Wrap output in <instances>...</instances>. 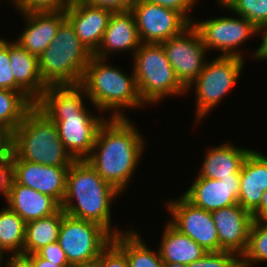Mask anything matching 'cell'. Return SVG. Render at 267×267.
Instances as JSON below:
<instances>
[{"instance_id":"f6af8a7d","label":"cell","mask_w":267,"mask_h":267,"mask_svg":"<svg viewBox=\"0 0 267 267\" xmlns=\"http://www.w3.org/2000/svg\"><path fill=\"white\" fill-rule=\"evenodd\" d=\"M165 266L164 267H186L183 264H179V263H164Z\"/></svg>"},{"instance_id":"836d02e7","label":"cell","mask_w":267,"mask_h":267,"mask_svg":"<svg viewBox=\"0 0 267 267\" xmlns=\"http://www.w3.org/2000/svg\"><path fill=\"white\" fill-rule=\"evenodd\" d=\"M98 267H129L126 254L112 241L96 261Z\"/></svg>"},{"instance_id":"9c48e42d","label":"cell","mask_w":267,"mask_h":267,"mask_svg":"<svg viewBox=\"0 0 267 267\" xmlns=\"http://www.w3.org/2000/svg\"><path fill=\"white\" fill-rule=\"evenodd\" d=\"M243 58L237 56H218L206 62L202 72L186 88L195 82L196 87V118L202 119L216 106L222 97L236 84L243 68Z\"/></svg>"},{"instance_id":"f1b7e54d","label":"cell","mask_w":267,"mask_h":267,"mask_svg":"<svg viewBox=\"0 0 267 267\" xmlns=\"http://www.w3.org/2000/svg\"><path fill=\"white\" fill-rule=\"evenodd\" d=\"M256 261H267V221L253 220L241 267H249Z\"/></svg>"},{"instance_id":"52a82bcc","label":"cell","mask_w":267,"mask_h":267,"mask_svg":"<svg viewBox=\"0 0 267 267\" xmlns=\"http://www.w3.org/2000/svg\"><path fill=\"white\" fill-rule=\"evenodd\" d=\"M133 53V73L144 104L187 91L177 79L161 43H142Z\"/></svg>"},{"instance_id":"5bb4252c","label":"cell","mask_w":267,"mask_h":267,"mask_svg":"<svg viewBox=\"0 0 267 267\" xmlns=\"http://www.w3.org/2000/svg\"><path fill=\"white\" fill-rule=\"evenodd\" d=\"M68 168L11 160V178L16 183L53 197L61 205L66 193Z\"/></svg>"},{"instance_id":"ffe728a7","label":"cell","mask_w":267,"mask_h":267,"mask_svg":"<svg viewBox=\"0 0 267 267\" xmlns=\"http://www.w3.org/2000/svg\"><path fill=\"white\" fill-rule=\"evenodd\" d=\"M238 204L252 213L267 190V157L251 150L240 170Z\"/></svg>"},{"instance_id":"d4e9b609","label":"cell","mask_w":267,"mask_h":267,"mask_svg":"<svg viewBox=\"0 0 267 267\" xmlns=\"http://www.w3.org/2000/svg\"><path fill=\"white\" fill-rule=\"evenodd\" d=\"M63 209L57 213L26 223L23 256L37 253L48 244L58 241Z\"/></svg>"},{"instance_id":"4316f807","label":"cell","mask_w":267,"mask_h":267,"mask_svg":"<svg viewBox=\"0 0 267 267\" xmlns=\"http://www.w3.org/2000/svg\"><path fill=\"white\" fill-rule=\"evenodd\" d=\"M26 222L8 207L0 211V248L12 256H23Z\"/></svg>"},{"instance_id":"60d3db41","label":"cell","mask_w":267,"mask_h":267,"mask_svg":"<svg viewBox=\"0 0 267 267\" xmlns=\"http://www.w3.org/2000/svg\"><path fill=\"white\" fill-rule=\"evenodd\" d=\"M34 267H67L69 265H57L47 259L41 258L37 253L25 255Z\"/></svg>"},{"instance_id":"1f68e13d","label":"cell","mask_w":267,"mask_h":267,"mask_svg":"<svg viewBox=\"0 0 267 267\" xmlns=\"http://www.w3.org/2000/svg\"><path fill=\"white\" fill-rule=\"evenodd\" d=\"M230 251L206 252L186 267H241V258Z\"/></svg>"},{"instance_id":"e575fe53","label":"cell","mask_w":267,"mask_h":267,"mask_svg":"<svg viewBox=\"0 0 267 267\" xmlns=\"http://www.w3.org/2000/svg\"><path fill=\"white\" fill-rule=\"evenodd\" d=\"M37 254L50 262L57 263V265H70L64 250L60 247L58 242L51 243L40 249Z\"/></svg>"},{"instance_id":"44dd1931","label":"cell","mask_w":267,"mask_h":267,"mask_svg":"<svg viewBox=\"0 0 267 267\" xmlns=\"http://www.w3.org/2000/svg\"><path fill=\"white\" fill-rule=\"evenodd\" d=\"M142 44L133 13L113 12L104 32L101 44L93 56L103 58L113 52L132 49L136 51Z\"/></svg>"},{"instance_id":"7c38bea8","label":"cell","mask_w":267,"mask_h":267,"mask_svg":"<svg viewBox=\"0 0 267 267\" xmlns=\"http://www.w3.org/2000/svg\"><path fill=\"white\" fill-rule=\"evenodd\" d=\"M173 221L169 222L182 234L187 235L207 252L219 251V239L210 211L189 202L184 196L168 202Z\"/></svg>"},{"instance_id":"d6a6232c","label":"cell","mask_w":267,"mask_h":267,"mask_svg":"<svg viewBox=\"0 0 267 267\" xmlns=\"http://www.w3.org/2000/svg\"><path fill=\"white\" fill-rule=\"evenodd\" d=\"M22 13L33 11H63L72 0H11Z\"/></svg>"},{"instance_id":"9a60e30c","label":"cell","mask_w":267,"mask_h":267,"mask_svg":"<svg viewBox=\"0 0 267 267\" xmlns=\"http://www.w3.org/2000/svg\"><path fill=\"white\" fill-rule=\"evenodd\" d=\"M211 215L219 239V251H230L241 257L247 249L252 213L234 204L214 210Z\"/></svg>"},{"instance_id":"8fae6325","label":"cell","mask_w":267,"mask_h":267,"mask_svg":"<svg viewBox=\"0 0 267 267\" xmlns=\"http://www.w3.org/2000/svg\"><path fill=\"white\" fill-rule=\"evenodd\" d=\"M177 79L187 88L202 72L206 47L198 30L191 24L181 34L161 43Z\"/></svg>"},{"instance_id":"ac0fdd59","label":"cell","mask_w":267,"mask_h":267,"mask_svg":"<svg viewBox=\"0 0 267 267\" xmlns=\"http://www.w3.org/2000/svg\"><path fill=\"white\" fill-rule=\"evenodd\" d=\"M27 27L16 42L30 54L39 57L51 44L60 24L66 19L63 11H33L22 13Z\"/></svg>"},{"instance_id":"7bdbcfd3","label":"cell","mask_w":267,"mask_h":267,"mask_svg":"<svg viewBox=\"0 0 267 267\" xmlns=\"http://www.w3.org/2000/svg\"><path fill=\"white\" fill-rule=\"evenodd\" d=\"M7 267H34L25 256H12L6 263Z\"/></svg>"},{"instance_id":"f546056e","label":"cell","mask_w":267,"mask_h":267,"mask_svg":"<svg viewBox=\"0 0 267 267\" xmlns=\"http://www.w3.org/2000/svg\"><path fill=\"white\" fill-rule=\"evenodd\" d=\"M219 5L252 22L256 27L267 24V0H218Z\"/></svg>"},{"instance_id":"3957f363","label":"cell","mask_w":267,"mask_h":267,"mask_svg":"<svg viewBox=\"0 0 267 267\" xmlns=\"http://www.w3.org/2000/svg\"><path fill=\"white\" fill-rule=\"evenodd\" d=\"M117 194L120 192L90 164L85 160H75L66 174V193L61 208L72 217L99 224L114 237L120 232L110 231V204Z\"/></svg>"},{"instance_id":"603a6c76","label":"cell","mask_w":267,"mask_h":267,"mask_svg":"<svg viewBox=\"0 0 267 267\" xmlns=\"http://www.w3.org/2000/svg\"><path fill=\"white\" fill-rule=\"evenodd\" d=\"M251 149L236 148L232 144H223L207 151L201 173L198 177L221 180L240 174L242 164Z\"/></svg>"},{"instance_id":"6da1fadb","label":"cell","mask_w":267,"mask_h":267,"mask_svg":"<svg viewBox=\"0 0 267 267\" xmlns=\"http://www.w3.org/2000/svg\"><path fill=\"white\" fill-rule=\"evenodd\" d=\"M81 85L47 86L35 106L51 119L58 135L75 160H85L95 144L104 117L91 116L83 104ZM90 113V114H89Z\"/></svg>"},{"instance_id":"8d00e7d4","label":"cell","mask_w":267,"mask_h":267,"mask_svg":"<svg viewBox=\"0 0 267 267\" xmlns=\"http://www.w3.org/2000/svg\"><path fill=\"white\" fill-rule=\"evenodd\" d=\"M145 1L176 10L179 13H181L191 24L193 23V21H191V18L186 15H188L187 12H189L190 9H192L191 7L192 5H194L196 0H145Z\"/></svg>"},{"instance_id":"4fadbf2b","label":"cell","mask_w":267,"mask_h":267,"mask_svg":"<svg viewBox=\"0 0 267 267\" xmlns=\"http://www.w3.org/2000/svg\"><path fill=\"white\" fill-rule=\"evenodd\" d=\"M192 25L198 30L206 49L214 48L222 51V56L242 57L240 52L233 49L245 43L252 35L257 34V27L239 16L214 18L207 21H195Z\"/></svg>"},{"instance_id":"f35d334b","label":"cell","mask_w":267,"mask_h":267,"mask_svg":"<svg viewBox=\"0 0 267 267\" xmlns=\"http://www.w3.org/2000/svg\"><path fill=\"white\" fill-rule=\"evenodd\" d=\"M11 152V134L0 126V158Z\"/></svg>"},{"instance_id":"d590c367","label":"cell","mask_w":267,"mask_h":267,"mask_svg":"<svg viewBox=\"0 0 267 267\" xmlns=\"http://www.w3.org/2000/svg\"><path fill=\"white\" fill-rule=\"evenodd\" d=\"M85 3L113 12L129 11L135 0H82Z\"/></svg>"},{"instance_id":"83f0119b","label":"cell","mask_w":267,"mask_h":267,"mask_svg":"<svg viewBox=\"0 0 267 267\" xmlns=\"http://www.w3.org/2000/svg\"><path fill=\"white\" fill-rule=\"evenodd\" d=\"M33 106L22 93L0 89V126L11 134Z\"/></svg>"},{"instance_id":"30bf717a","label":"cell","mask_w":267,"mask_h":267,"mask_svg":"<svg viewBox=\"0 0 267 267\" xmlns=\"http://www.w3.org/2000/svg\"><path fill=\"white\" fill-rule=\"evenodd\" d=\"M130 11L142 43H162L191 25L178 11L145 0H135Z\"/></svg>"},{"instance_id":"ab89813d","label":"cell","mask_w":267,"mask_h":267,"mask_svg":"<svg viewBox=\"0 0 267 267\" xmlns=\"http://www.w3.org/2000/svg\"><path fill=\"white\" fill-rule=\"evenodd\" d=\"M253 220L267 221V190L263 192L260 205L252 212Z\"/></svg>"},{"instance_id":"ba28073f","label":"cell","mask_w":267,"mask_h":267,"mask_svg":"<svg viewBox=\"0 0 267 267\" xmlns=\"http://www.w3.org/2000/svg\"><path fill=\"white\" fill-rule=\"evenodd\" d=\"M112 238L99 224L72 217L63 211L57 242L70 265L97 261Z\"/></svg>"},{"instance_id":"7a4b0ae2","label":"cell","mask_w":267,"mask_h":267,"mask_svg":"<svg viewBox=\"0 0 267 267\" xmlns=\"http://www.w3.org/2000/svg\"><path fill=\"white\" fill-rule=\"evenodd\" d=\"M141 136L126 117L111 118L110 121L106 119L100 126L91 154L85 161L106 182L122 192L143 153L144 142Z\"/></svg>"},{"instance_id":"74e56055","label":"cell","mask_w":267,"mask_h":267,"mask_svg":"<svg viewBox=\"0 0 267 267\" xmlns=\"http://www.w3.org/2000/svg\"><path fill=\"white\" fill-rule=\"evenodd\" d=\"M11 178V152L5 157L0 158V192L5 199L8 195V186Z\"/></svg>"},{"instance_id":"277c9868","label":"cell","mask_w":267,"mask_h":267,"mask_svg":"<svg viewBox=\"0 0 267 267\" xmlns=\"http://www.w3.org/2000/svg\"><path fill=\"white\" fill-rule=\"evenodd\" d=\"M11 160L70 167L75 159L64 147L55 123L35 105L11 133Z\"/></svg>"},{"instance_id":"cb8c5ba5","label":"cell","mask_w":267,"mask_h":267,"mask_svg":"<svg viewBox=\"0 0 267 267\" xmlns=\"http://www.w3.org/2000/svg\"><path fill=\"white\" fill-rule=\"evenodd\" d=\"M206 252L190 237L167 223L159 248L164 263H179L186 266L199 260Z\"/></svg>"},{"instance_id":"4dcf8cb0","label":"cell","mask_w":267,"mask_h":267,"mask_svg":"<svg viewBox=\"0 0 267 267\" xmlns=\"http://www.w3.org/2000/svg\"><path fill=\"white\" fill-rule=\"evenodd\" d=\"M0 89L22 93L33 105L35 102L16 84L9 57V42L0 38Z\"/></svg>"},{"instance_id":"e0dca14e","label":"cell","mask_w":267,"mask_h":267,"mask_svg":"<svg viewBox=\"0 0 267 267\" xmlns=\"http://www.w3.org/2000/svg\"><path fill=\"white\" fill-rule=\"evenodd\" d=\"M240 174L221 180L197 177L183 196L195 206L206 211L238 204Z\"/></svg>"},{"instance_id":"d6986e66","label":"cell","mask_w":267,"mask_h":267,"mask_svg":"<svg viewBox=\"0 0 267 267\" xmlns=\"http://www.w3.org/2000/svg\"><path fill=\"white\" fill-rule=\"evenodd\" d=\"M6 202L8 208L26 223L52 215L61 209V205L53 197L16 183L12 178Z\"/></svg>"},{"instance_id":"8992f818","label":"cell","mask_w":267,"mask_h":267,"mask_svg":"<svg viewBox=\"0 0 267 267\" xmlns=\"http://www.w3.org/2000/svg\"><path fill=\"white\" fill-rule=\"evenodd\" d=\"M103 60L95 56L90 59L80 85L97 110L104 112L115 109L112 118H125V115L118 111L119 108L144 106L135 75L132 73L129 77L116 67L105 64Z\"/></svg>"},{"instance_id":"5b68a950","label":"cell","mask_w":267,"mask_h":267,"mask_svg":"<svg viewBox=\"0 0 267 267\" xmlns=\"http://www.w3.org/2000/svg\"><path fill=\"white\" fill-rule=\"evenodd\" d=\"M92 57L93 53L65 19L51 44L38 57L39 72L46 86L80 85Z\"/></svg>"},{"instance_id":"bcb514c9","label":"cell","mask_w":267,"mask_h":267,"mask_svg":"<svg viewBox=\"0 0 267 267\" xmlns=\"http://www.w3.org/2000/svg\"><path fill=\"white\" fill-rule=\"evenodd\" d=\"M3 254H4V251L0 248V267H1V263L3 262L2 259H3Z\"/></svg>"},{"instance_id":"7402d4cb","label":"cell","mask_w":267,"mask_h":267,"mask_svg":"<svg viewBox=\"0 0 267 267\" xmlns=\"http://www.w3.org/2000/svg\"><path fill=\"white\" fill-rule=\"evenodd\" d=\"M10 43V66L16 84L36 102L47 88L39 72L38 57L30 54L16 41Z\"/></svg>"},{"instance_id":"484cf974","label":"cell","mask_w":267,"mask_h":267,"mask_svg":"<svg viewBox=\"0 0 267 267\" xmlns=\"http://www.w3.org/2000/svg\"><path fill=\"white\" fill-rule=\"evenodd\" d=\"M112 241L126 254L129 267H164L158 253L146 247L141 236L135 231H125L115 235Z\"/></svg>"},{"instance_id":"2e32d148","label":"cell","mask_w":267,"mask_h":267,"mask_svg":"<svg viewBox=\"0 0 267 267\" xmlns=\"http://www.w3.org/2000/svg\"><path fill=\"white\" fill-rule=\"evenodd\" d=\"M112 13L109 9L89 5L82 0H72L65 10L66 19L78 38L93 54L101 44Z\"/></svg>"},{"instance_id":"ee69618b","label":"cell","mask_w":267,"mask_h":267,"mask_svg":"<svg viewBox=\"0 0 267 267\" xmlns=\"http://www.w3.org/2000/svg\"><path fill=\"white\" fill-rule=\"evenodd\" d=\"M67 267H98L96 261L84 264H74Z\"/></svg>"},{"instance_id":"b9f144b4","label":"cell","mask_w":267,"mask_h":267,"mask_svg":"<svg viewBox=\"0 0 267 267\" xmlns=\"http://www.w3.org/2000/svg\"><path fill=\"white\" fill-rule=\"evenodd\" d=\"M263 31H265V33ZM259 32H263L264 38L262 39V44L254 52V57L258 60L267 59V24L257 27V33Z\"/></svg>"}]
</instances>
